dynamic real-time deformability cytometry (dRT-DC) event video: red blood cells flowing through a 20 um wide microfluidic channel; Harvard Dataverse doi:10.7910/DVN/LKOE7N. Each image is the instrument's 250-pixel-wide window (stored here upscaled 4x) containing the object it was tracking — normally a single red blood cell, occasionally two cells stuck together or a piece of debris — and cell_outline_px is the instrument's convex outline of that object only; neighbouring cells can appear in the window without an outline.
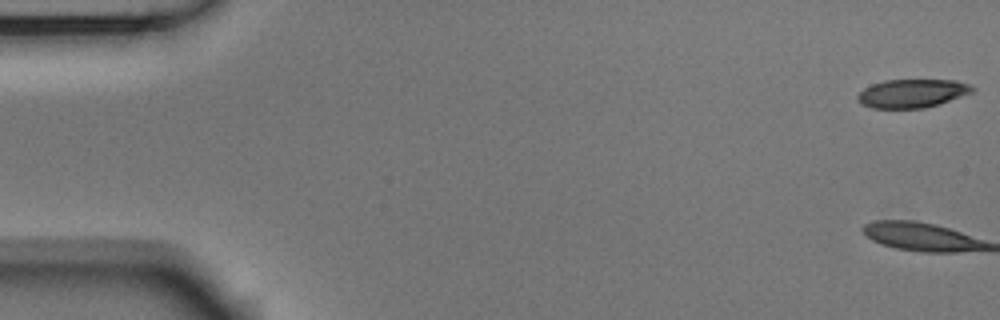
{"species": "Egyptian fruit bat (a non-hibernating species)", "species_latin": "Rousettus aegyptiacus", "temperature_condition": "room temperature", "stored_images_in_passage": 54, "camera_frame_rate_fps": 3000, "um_per_image_px": 0.085, "animal": {"sex": "male"}, "frame": {"image": 1, "passage_image": 1, "time_ms": 0.0, "image_size_px": [1000, 320], "cell_outline_px": [[976, 88], [972, 92], [940, 104], [924, 108], [872, 108], [860, 104], [856, 100], [856, 96], [864, 88], [872, 84], [884, 80], [956, 80], [972, 84]], "centroid_in_image_um": [77.53, 7.93], "position_along_channel_um": 7.5, "area_um2": 19.25}}